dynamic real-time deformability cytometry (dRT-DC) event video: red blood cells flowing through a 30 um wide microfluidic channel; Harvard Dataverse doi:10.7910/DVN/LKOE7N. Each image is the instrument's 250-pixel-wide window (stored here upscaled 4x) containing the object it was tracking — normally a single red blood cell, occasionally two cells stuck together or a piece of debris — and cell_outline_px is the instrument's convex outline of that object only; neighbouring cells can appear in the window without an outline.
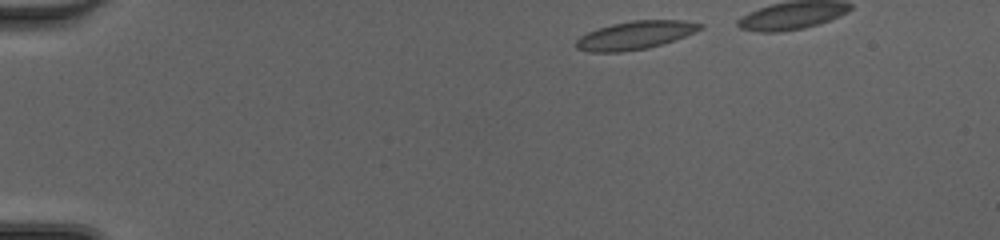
{"species": "common noctule bat (a hibernating species)", "species_latin": "Nyctalus noctula", "temperature_condition": "cold", "stored_images_in_passage": 38, "camera_frame_rate_fps": 3000, "um_per_image_px": 0.085, "animal": {"sex": "female", "body_mass_g": 20.0, "forearm_length_mm": 54.0}, "frame": {"image": 1, "passage_image": 1, "time_ms": 0.0, "image_size_px": [1000, 240], "cell_outline_px": [[704, 28], [696, 32], [676, 40], [648, 48], [620, 52], [588, 52], [576, 48], [576, 40], [580, 36], [588, 32], [612, 24], [632, 20], [684, 20], [704, 24]], "centroid_in_image_um": [54.04, 2.99], "position_along_channel_um": 31.0, "area_um2": 20.52}}
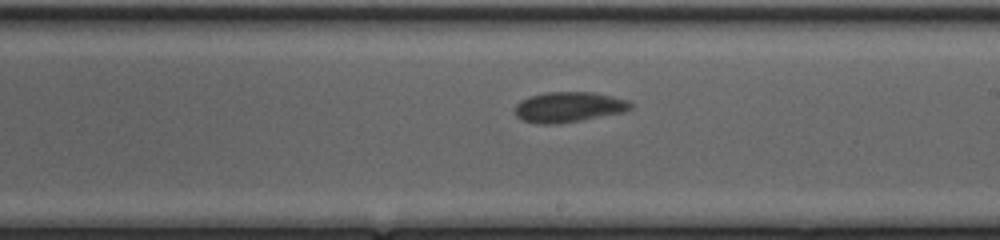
{"frame": {"image": 2, "passage_image": 22, "time_ms": 7.0, "image_size_px": [1000, 240], "cell_outline_px": [[632, 108], [624, 112], [560, 124], [536, 124], [520, 120], [516, 116], [516, 104], [520, 100], [528, 96], [548, 92], [592, 92], [612, 96], [628, 100], [632, 104]], "centroid_in_image_um": [48.32, 9.11], "position_along_channel_um": 240.7, "area_um2": 20.63}}
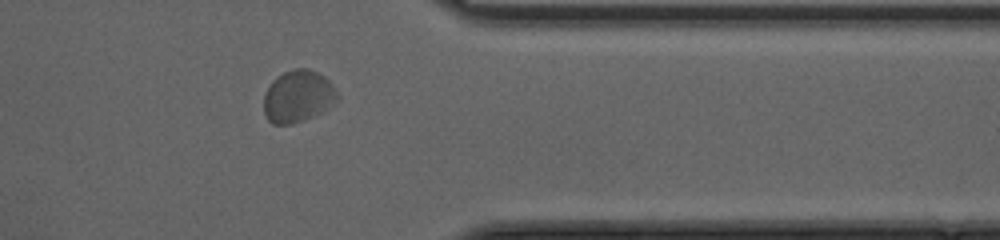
{"frame": {"image": 3, "passage_image": 33, "time_ms": 10.667, "image_size_px": [1000, 240], "cell_outline_px": [[340, 96], [328, 108], [304, 120], [292, 124], [272, 124], [268, 120], [264, 112], [264, 96], [272, 80], [276, 76], [284, 72], [296, 68], [308, 68], [324, 76], [332, 84]], "centroid_in_image_um": [25.32, 8.18], "position_along_channel_um": 386.1, "area_um2": 22.25}}